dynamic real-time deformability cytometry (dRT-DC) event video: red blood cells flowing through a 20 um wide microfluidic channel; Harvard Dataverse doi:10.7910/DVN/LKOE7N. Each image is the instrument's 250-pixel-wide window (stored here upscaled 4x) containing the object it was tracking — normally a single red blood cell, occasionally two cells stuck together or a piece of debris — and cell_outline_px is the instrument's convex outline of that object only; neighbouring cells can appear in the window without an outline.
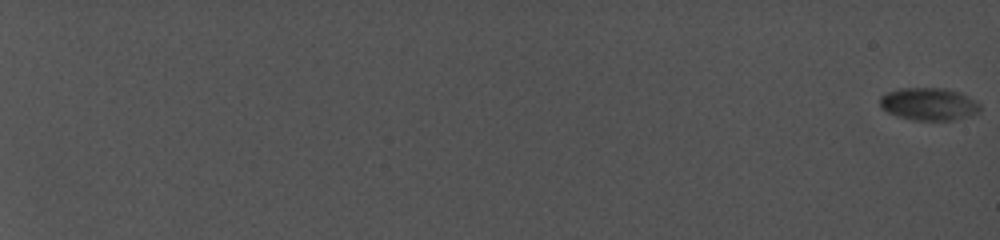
{"species": "common noctule bat (a hibernating species)", "species_latin": "Nyctalus noctula", "temperature_condition": "cold", "stored_images_in_passage": 43, "camera_frame_rate_fps": 5000, "um_per_image_px": 0.085, "animal": {"sex": "female", "body_mass_g": 19.0, "forearm_length_mm": 56.7}, "frame": {"image": 1, "passage_image": 1, "time_ms": 0.0, "image_size_px": [1000, 240], "cell_outline_px": [[980, 112], [952, 120], [912, 120], [888, 112], [880, 108], [880, 96], [888, 92], [900, 88], [944, 88], [960, 92], [976, 100], [980, 104]], "centroid_in_image_um": [78.95, 8.83], "position_along_channel_um": 6.0, "area_um2": 18.96}}
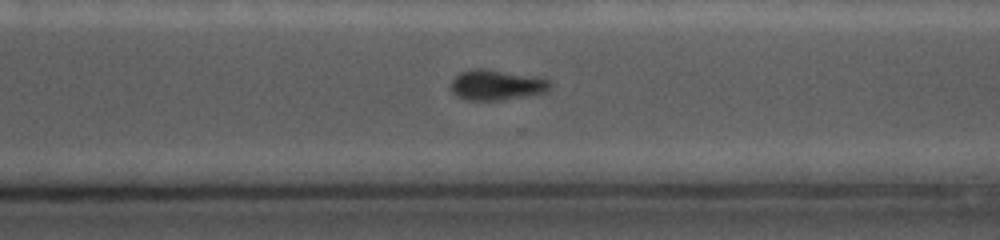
{"frame": {"image": 2, "passage_image": 35, "time_ms": 16.6, "image_size_px": [1000, 240], "cell_outline_px": [[552, 84], [544, 92], [528, 96], [496, 100], [468, 100], [456, 96], [452, 92], [452, 80], [460, 72], [476, 68], [484, 68], [536, 76], [548, 80]], "centroid_in_image_um": [42.2, 7.21], "position_along_channel_um": 328.4, "area_um2": 17.46}}
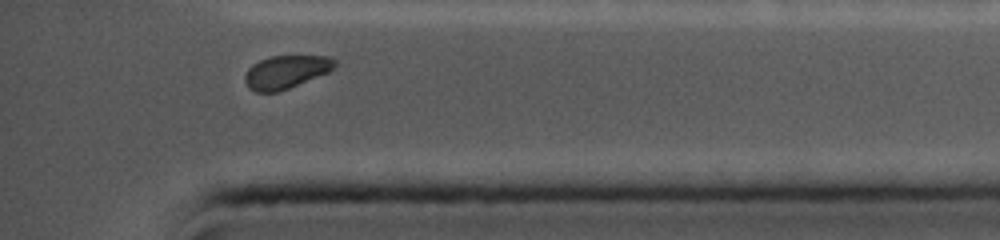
{"frame": {"image": 3, "passage_image": 43, "time_ms": 20.0, "image_size_px": [1000, 240], "cell_outline_px": [[336, 68], [328, 72], [288, 88], [276, 92], [256, 92], [248, 88], [244, 80], [244, 76], [248, 68], [252, 64], [260, 60], [272, 56], [332, 56], [336, 60]], "centroid_in_image_um": [24.31, 6.1], "position_along_channel_um": 410.9, "area_um2": 17.34}}